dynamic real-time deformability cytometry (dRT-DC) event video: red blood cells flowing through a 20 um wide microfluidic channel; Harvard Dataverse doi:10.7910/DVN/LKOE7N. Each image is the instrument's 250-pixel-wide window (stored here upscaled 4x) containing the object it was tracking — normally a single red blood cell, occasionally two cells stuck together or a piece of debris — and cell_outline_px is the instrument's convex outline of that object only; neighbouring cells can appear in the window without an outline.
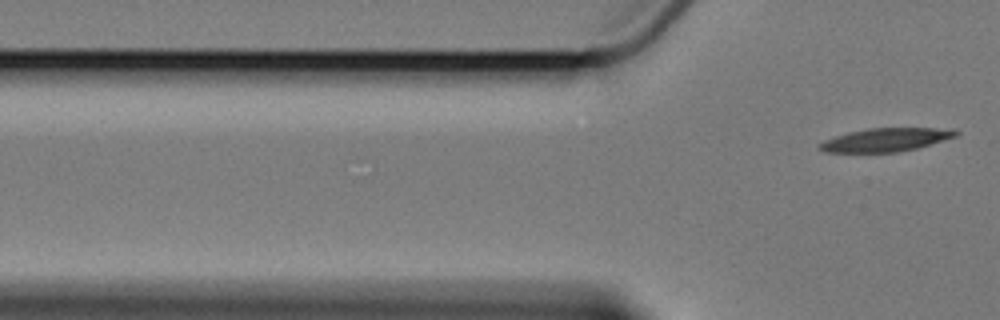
{"species": "Egyptian fruit bat (a non-hibernating species)", "species_latin": "Rousettus aegyptiacus", "temperature_condition": "cold", "stored_images_in_passage": 7, "segment_of_instrument_passage": [2, 2], "camera_frame_rate_fps": 3000, "um_per_image_px": 0.085, "animal": {"sex": "female"}, "frame": {"image": 1, "passage_image": 7, "time_ms": 8.0, "image_size_px": [1000, 320], "cell_outline_px": [[960, 132], [956, 136], [916, 148], [896, 152], [824, 152], [816, 148], [824, 140], [848, 132], [868, 128], [952, 128]], "centroid_in_image_um": [75.27, 11.87], "position_along_channel_um": 50.5, "area_um2": 18.44}}